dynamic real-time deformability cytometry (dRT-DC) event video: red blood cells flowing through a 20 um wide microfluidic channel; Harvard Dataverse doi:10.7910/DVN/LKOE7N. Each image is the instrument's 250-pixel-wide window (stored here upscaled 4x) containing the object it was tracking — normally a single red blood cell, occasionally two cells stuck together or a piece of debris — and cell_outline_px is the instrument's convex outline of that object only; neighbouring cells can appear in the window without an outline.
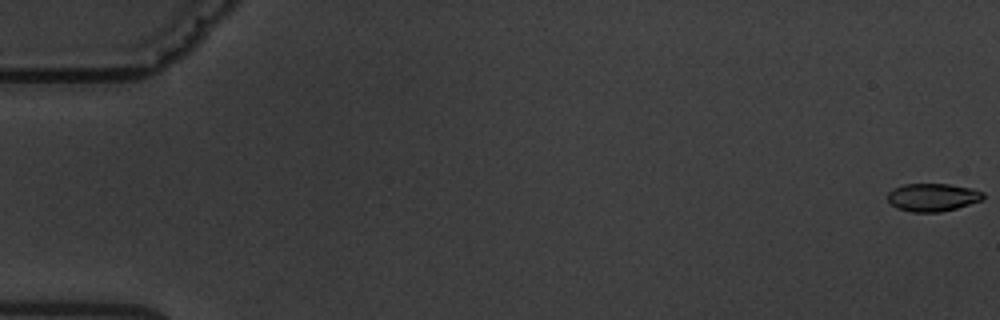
{"species": "common noctule bat (a hibernating species)", "species_latin": "Nyctalus noctula", "temperature_condition": "warm", "stored_images_in_passage": 6, "camera_frame_rate_fps": 3000, "um_per_image_px": 0.085, "animal": {"sex": "male", "body_mass_g": 19.5, "forearm_length_mm": 54.6}, "frame": {"image": 1, "passage_image": 1, "time_ms": 0.0, "image_size_px": [1000, 320], "cell_outline_px": [[984, 200], [956, 208], [940, 212], [912, 212], [896, 208], [888, 200], [888, 192], [892, 188], [904, 184], [948, 184], [972, 188], [984, 192]], "centroid_in_image_um": [79.29, 16.77], "position_along_channel_um": 5.7, "area_um2": 15.66}}
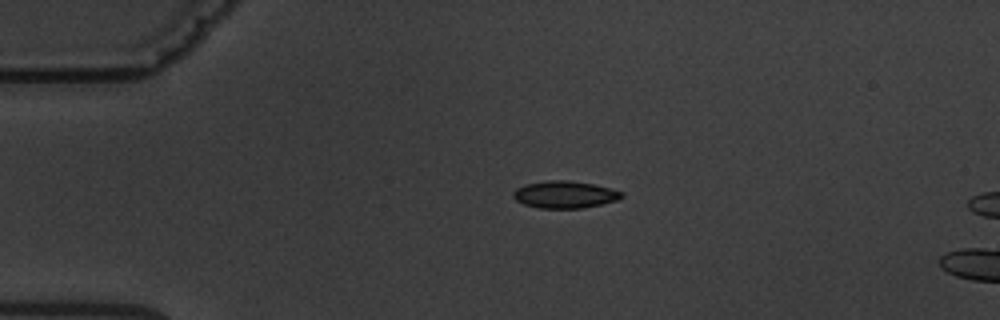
{"frame": {"image": 2, "passage_image": 4, "time_ms": 4.333, "image_size_px": [1000, 320], "cell_outline_px": [[624, 196], [616, 200], [584, 208], [540, 208], [524, 204], [516, 200], [512, 196], [512, 192], [516, 188], [524, 184], [548, 180], [568, 180], [592, 184], [612, 188], [624, 192]], "centroid_in_image_um": [47.99, 16.53], "position_along_channel_um": 37.0, "area_um2": 17.22}}